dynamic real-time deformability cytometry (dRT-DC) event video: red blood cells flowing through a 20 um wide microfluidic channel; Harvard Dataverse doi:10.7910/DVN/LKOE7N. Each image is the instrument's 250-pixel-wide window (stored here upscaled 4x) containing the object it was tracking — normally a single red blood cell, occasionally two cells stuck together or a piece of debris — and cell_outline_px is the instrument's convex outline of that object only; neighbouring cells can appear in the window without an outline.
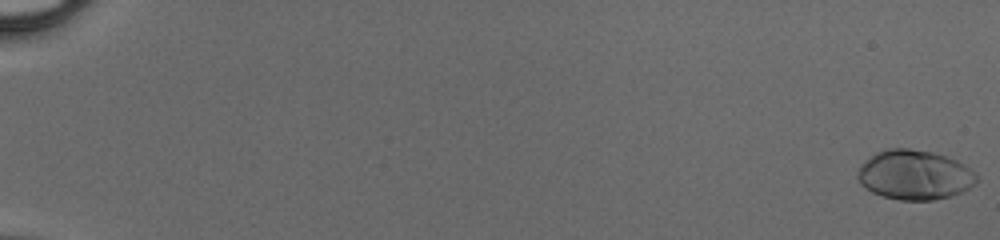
{"species": "human", "species_latin": "Homo sapiens", "temperature_condition": "cold", "stored_images_in_passage": 51, "camera_frame_rate_fps": 3000, "um_per_image_px": 0.085, "donor": {"sex": "male"}, "frame": {"image": 1, "passage_image": 1, "time_ms": 0.0, "image_size_px": [1000, 240], "cell_outline_px": [[980, 180], [976, 184], [960, 192], [948, 196], [932, 200], [900, 200], [884, 196], [872, 192], [856, 176], [860, 168], [876, 152], [888, 148], [908, 148], [932, 152], [956, 160], [976, 172]], "centroid_in_image_um": [77.8, 14.86], "position_along_channel_um": 7.2, "area_um2": 33.93}}
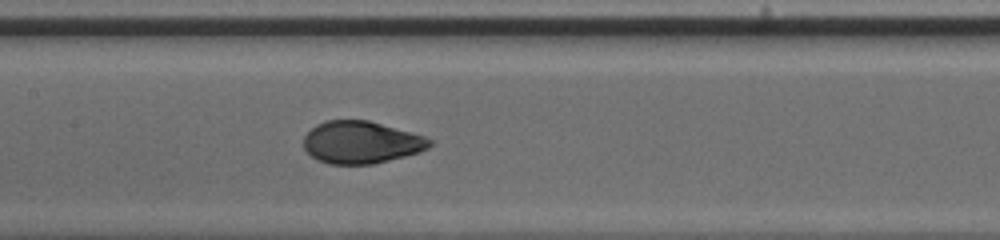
{"frame": {"image": 2, "passage_image": 28, "time_ms": 9.0, "image_size_px": [1000, 240], "cell_outline_px": [[432, 144], [428, 148], [420, 152], [372, 164], [328, 164], [316, 160], [304, 148], [304, 136], [316, 124], [328, 120], [368, 120], [424, 136], [432, 140]], "centroid_in_image_um": [30.68, 12.1], "position_along_channel_um": 176.7, "area_um2": 30.92}}
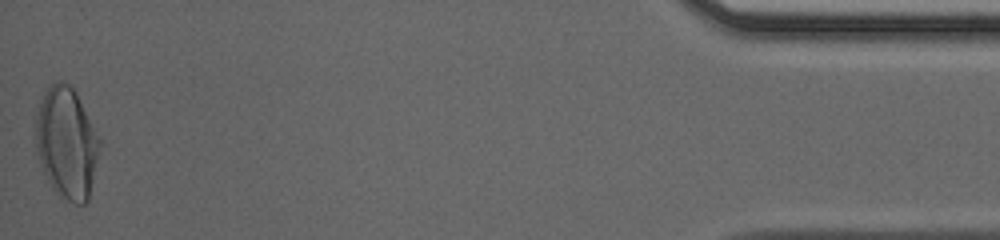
{"frame": {"image": 3, "passage_image": 51, "time_ms": 16.667, "image_size_px": [1000, 240], "cell_outline_px": [[100, 144], [88, 200], [84, 204], [76, 204], [60, 196], [52, 188], [40, 164], [36, 152], [36, 112], [40, 100], [44, 92], [56, 80], [60, 80], [68, 84], [76, 92], [100, 140]], "centroid_in_image_um": [5.63, 12.13], "position_along_channel_um": 429.6, "area_um2": 41.04}}